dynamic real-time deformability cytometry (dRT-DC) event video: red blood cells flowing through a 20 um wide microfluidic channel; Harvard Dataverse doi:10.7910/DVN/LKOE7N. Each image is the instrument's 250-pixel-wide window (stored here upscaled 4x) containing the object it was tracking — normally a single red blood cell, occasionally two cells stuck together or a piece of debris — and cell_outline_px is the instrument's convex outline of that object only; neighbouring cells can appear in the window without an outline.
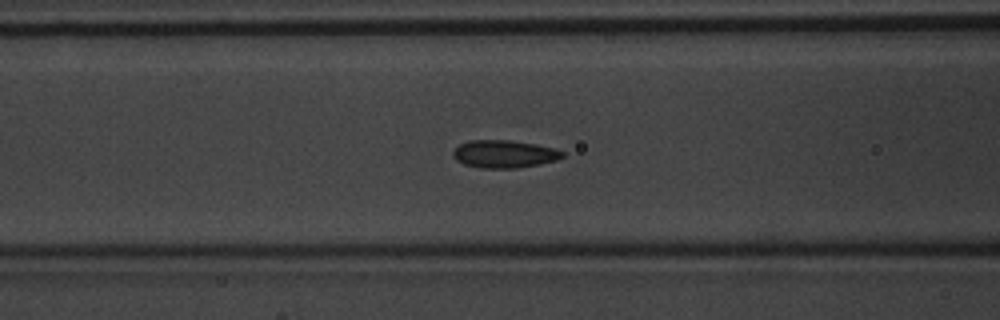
{"species": "common noctule bat (a hibernating species)", "species_latin": "Nyctalus noctula", "temperature_condition": "warm", "stored_images_in_passage": 34, "camera_frame_rate_fps": 3000, "um_per_image_px": 0.085, "animal": {"sex": "male", "body_mass_g": 20.1, "forearm_length_mm": 53.5}, "frame": {"image": 1, "passage_image": 20, "time_ms": 6.333, "image_size_px": [1000, 320], "cell_outline_px": [[564, 156], [556, 160], [540, 164], [516, 168], [480, 168], [464, 164], [456, 160], [452, 156], [452, 152], [460, 144], [472, 140], [508, 140], [536, 144], [552, 148], [564, 152]], "centroid_in_image_um": [42.84, 13.09], "position_along_channel_um": 123.8, "area_um2": 17.57}}
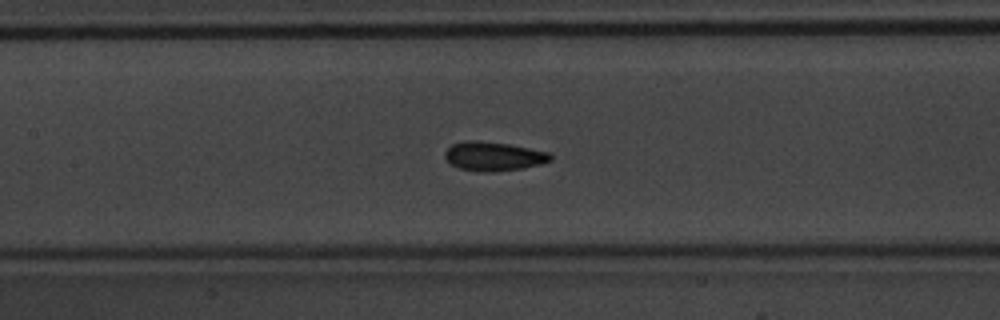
{"frame": {"image": 2, "passage_image": 23, "time_ms": 7.333, "image_size_px": [1000, 320], "cell_outline_px": [[552, 160], [540, 164], [524, 168], [492, 172], [484, 172], [460, 168], [452, 164], [444, 156], [444, 152], [452, 144], [464, 140], [476, 140], [508, 144], [548, 152], [552, 156]], "centroid_in_image_um": [41.95, 13.28], "position_along_channel_um": 165.5, "area_um2": 17.74}}
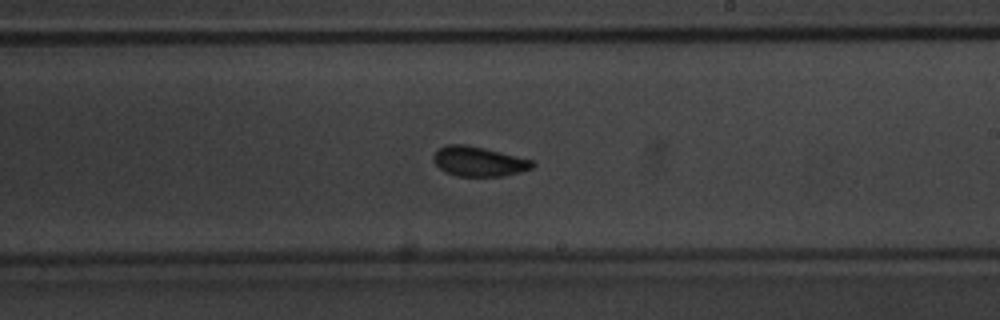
{"frame": {"image": 3, "passage_image": 29, "time_ms": 9.333, "image_size_px": [1000, 320], "cell_outline_px": [[536, 164], [532, 168], [520, 172], [504, 176], [456, 176], [444, 172], [432, 160], [432, 156], [440, 148], [448, 144], [464, 144], [484, 148], [536, 160]], "centroid_in_image_um": [40.73, 13.73], "position_along_channel_um": 248.3, "area_um2": 17.34}}